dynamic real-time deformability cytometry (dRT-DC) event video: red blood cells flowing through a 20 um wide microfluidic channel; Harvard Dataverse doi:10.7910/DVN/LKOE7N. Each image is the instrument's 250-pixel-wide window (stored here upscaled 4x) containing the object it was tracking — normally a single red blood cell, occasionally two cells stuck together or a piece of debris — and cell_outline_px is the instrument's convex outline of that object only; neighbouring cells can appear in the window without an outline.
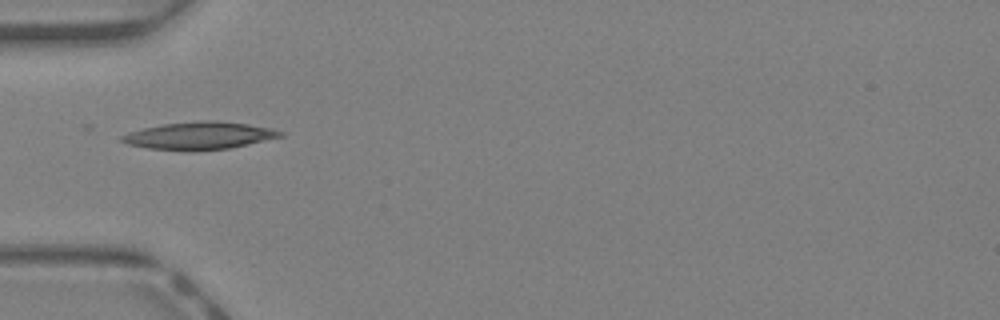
{"species": "Egyptian fruit bat (a non-hibernating species)", "species_latin": "Rousettus aegyptiacus", "temperature_condition": "warm", "stored_images_in_passage": 30, "camera_frame_rate_fps": 3000, "um_per_image_px": 0.085, "animal": {"sex": "female"}, "frame": {"image": 1, "passage_image": 1, "time_ms": 0.0, "image_size_px": [1000, 320], "cell_outline_px": [[284, 136], [228, 148], [148, 148], [128, 144], [120, 140], [120, 136], [128, 132], [144, 128], [164, 124], [200, 120], [216, 120], [248, 124], [272, 128], [284, 132]], "centroid_in_image_um": [16.98, 11.48], "position_along_channel_um": 68.0, "area_um2": 24.39}}
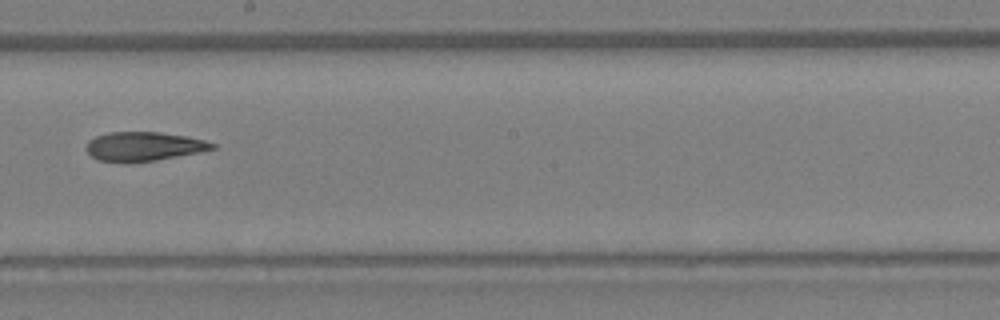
{"frame": {"image": 2, "passage_image": 12, "time_ms": 3.667, "image_size_px": [1000, 320], "cell_outline_px": [[216, 148], [200, 152], [156, 160], [96, 160], [88, 152], [88, 140], [96, 136], [108, 132], [160, 132], [184, 136], [204, 140], [216, 144]], "centroid_in_image_um": [12.26, 12.41], "position_along_channel_um": 235.9, "area_um2": 20.63}}
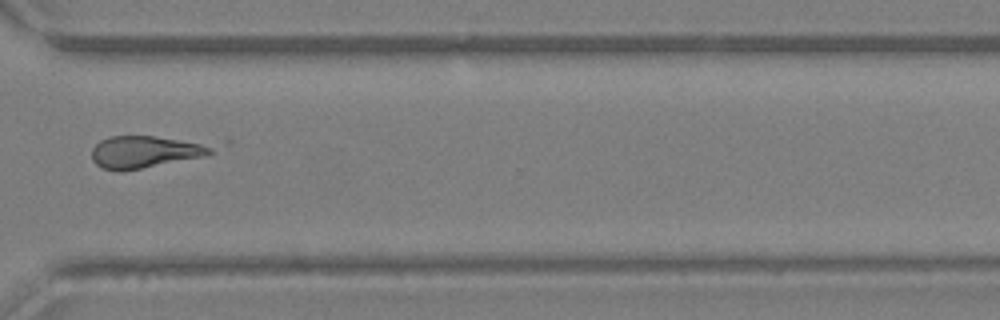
{"frame": {"image": 3, "passage_image": 20, "time_ms": 6.333, "image_size_px": [1000, 320], "cell_outline_px": [[232, 140], [228, 144], [208, 156], [120, 172], [100, 168], [92, 160], [92, 148], [100, 140], [108, 136], [228, 136]], "centroid_in_image_um": [12.97, 12.79], "position_along_channel_um": 357.6, "area_um2": 25.89}, "authors_computed_cell_mechanics": {"area_um2": 22.1663, "velocity_mm_per_s": 4.5717, "shape_relaxation_time_tau1_ms": 6.5036, "shape_relaxation_time_tau2_ms": null, "deformation_change_tau1": 0.2113, "deformation_change_tau2": null}}